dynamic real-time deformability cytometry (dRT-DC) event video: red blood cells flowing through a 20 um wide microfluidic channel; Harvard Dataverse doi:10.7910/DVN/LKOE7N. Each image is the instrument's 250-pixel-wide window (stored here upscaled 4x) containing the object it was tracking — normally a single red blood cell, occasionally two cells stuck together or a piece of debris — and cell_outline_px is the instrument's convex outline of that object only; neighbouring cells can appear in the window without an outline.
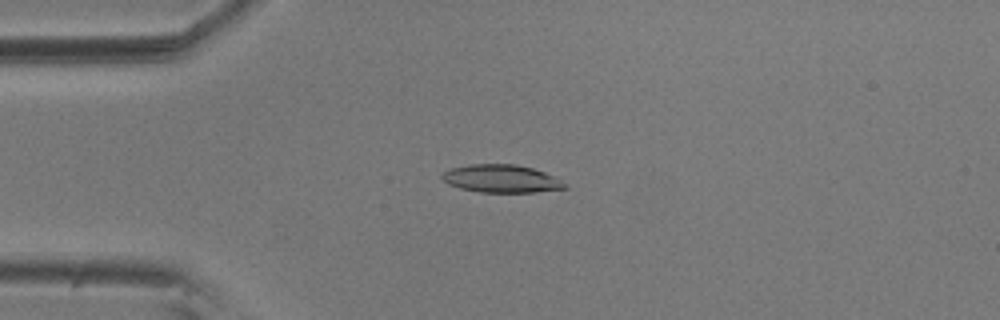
{"species": "common noctule bat (a hibernating species)", "species_latin": "Nyctalus noctula", "temperature_condition": "room temperature", "stored_images_in_passage": 55, "camera_frame_rate_fps": 3000, "um_per_image_px": 0.085, "animal": {"sex": "male", "body_mass_g": 20.5, "forearm_length_mm": 52.5}, "frame": {"image": 1, "passage_image": 13, "time_ms": 4.0, "image_size_px": [1000, 320], "cell_outline_px": [[568, 188], [536, 192], [480, 192], [460, 188], [448, 184], [440, 176], [444, 172], [452, 168], [468, 164], [516, 164], [532, 168], [544, 172], [560, 180]], "centroid_in_image_um": [42.59, 15.18], "position_along_channel_um": 42.4, "area_um2": 19.77}}
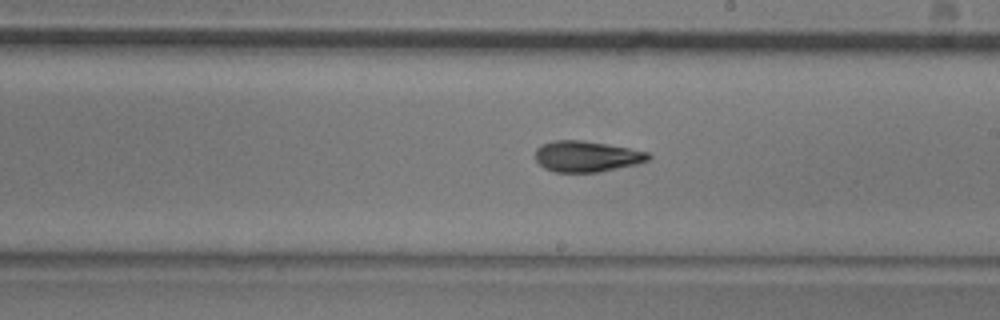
{"frame": {"image": 2, "passage_image": 31, "time_ms": 10.0, "image_size_px": [1000, 320], "cell_outline_px": [[652, 156], [648, 160], [636, 164], [600, 172], [556, 172], [544, 168], [536, 160], [536, 148], [540, 144], [552, 140], [580, 140], [628, 148], [648, 152]], "centroid_in_image_um": [49.83, 13.29], "position_along_channel_um": 239.2, "area_um2": 20.29}}
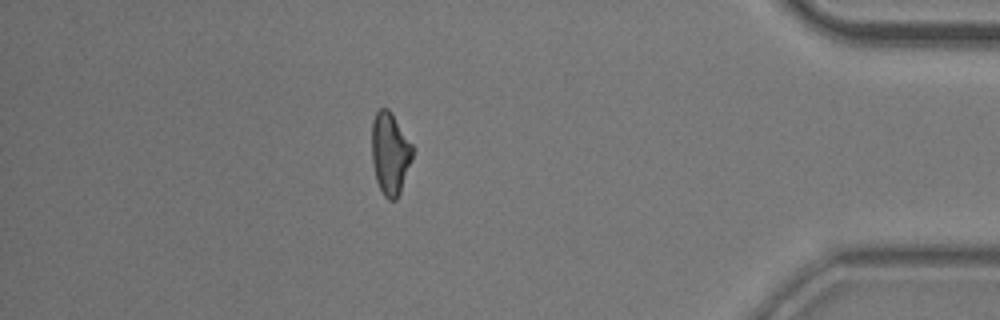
{"frame": {"image": 3, "passage_image": 48, "time_ms": 15.667, "image_size_px": [1000, 320], "cell_outline_px": [[412, 160], [400, 192], [396, 200], [388, 200], [384, 196], [376, 180], [372, 160], [372, 120], [376, 112], [380, 108], [388, 108], [392, 112], [412, 144]], "centroid_in_image_um": [33.15, 13.02], "position_along_channel_um": 402.0, "area_um2": 19.54}, "authors_computed_cell_mechanics": {"area_um2": 19.9988, "velocity_mm_per_s": 3.6141, "shape_relaxation_time_tau1_ms": 5.1488, "shape_relaxation_time_tau2_ms": 2.909, "deformation_change_tau1": 0.1619, "deformation_change_tau2": 0.1107}}